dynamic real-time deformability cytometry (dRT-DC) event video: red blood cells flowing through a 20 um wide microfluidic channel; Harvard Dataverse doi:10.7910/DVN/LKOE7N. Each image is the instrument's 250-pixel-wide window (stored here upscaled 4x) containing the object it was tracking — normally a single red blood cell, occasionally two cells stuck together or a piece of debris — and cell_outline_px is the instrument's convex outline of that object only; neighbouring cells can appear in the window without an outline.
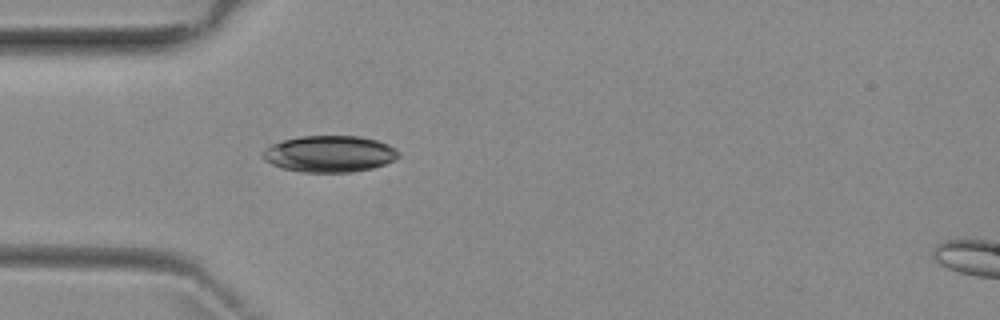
{"species": "common noctule bat (a hibernating species)", "species_latin": "Nyctalus noctula", "temperature_condition": "room temperature", "stored_images_in_passage": 5, "camera_frame_rate_fps": 3000, "um_per_image_px": 0.085, "animal": {"sex": "female", "body_mass_g": 29.2, "forearm_length_mm": 56.3}, "frame": {"image": 1, "passage_image": 5, "time_ms": 4.667, "image_size_px": [1000, 320], "cell_outline_px": [[400, 156], [384, 164], [372, 168], [352, 172], [304, 172], [284, 168], [272, 164], [264, 160], [264, 148], [272, 144], [284, 140], [300, 136], [360, 136], [376, 140], [388, 144], [396, 148], [400, 152]], "centroid_in_image_um": [28.04, 13.07], "position_along_channel_um": 57.0, "area_um2": 28.73}}